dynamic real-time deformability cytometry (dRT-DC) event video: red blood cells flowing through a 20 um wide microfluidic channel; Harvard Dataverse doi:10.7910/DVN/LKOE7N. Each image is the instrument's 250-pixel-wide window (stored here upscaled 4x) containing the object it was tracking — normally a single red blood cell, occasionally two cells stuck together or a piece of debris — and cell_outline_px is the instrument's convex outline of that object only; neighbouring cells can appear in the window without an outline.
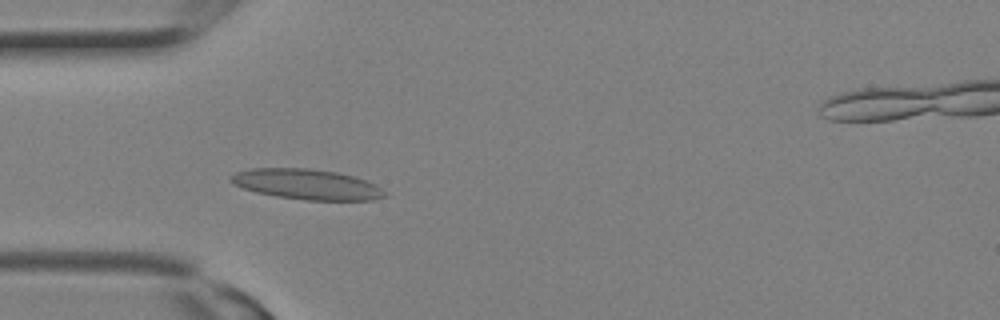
{"species": "Egyptian fruit bat (a non-hibernating species)", "species_latin": "Rousettus aegyptiacus", "temperature_condition": "room temperature", "stored_images_in_passage": 9, "camera_frame_rate_fps": 3000, "um_per_image_px": 0.085, "animal": {"sex": "female"}, "frame": {"image": 1, "passage_image": 9, "time_ms": 2.667, "image_size_px": [1000, 320], "cell_outline_px": [[384, 196], [372, 200], [304, 200], [276, 196], [256, 192], [244, 188], [228, 180], [228, 176], [236, 172], [252, 168], [308, 168], [336, 172], [352, 176], [376, 184], [384, 192]], "centroid_in_image_um": [26.03, 15.66], "position_along_channel_um": 59.0, "area_um2": 26.99}}